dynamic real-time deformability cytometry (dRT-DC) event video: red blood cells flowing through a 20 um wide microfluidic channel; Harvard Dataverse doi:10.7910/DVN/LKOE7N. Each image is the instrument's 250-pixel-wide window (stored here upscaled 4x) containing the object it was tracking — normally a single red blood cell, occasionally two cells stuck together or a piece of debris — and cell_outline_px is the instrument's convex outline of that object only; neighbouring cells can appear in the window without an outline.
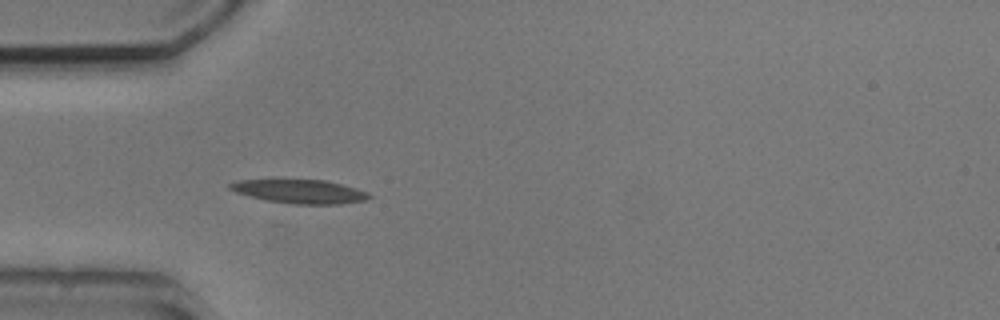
{"species": "common noctule bat (a hibernating species)", "species_latin": "Nyctalus noctula", "temperature_condition": "cold", "stored_images_in_passage": 4, "camera_frame_rate_fps": 3000, "um_per_image_px": 0.085, "animal": {"sex": "male", "body_mass_g": 20.5, "forearm_length_mm": 52.5}, "frame": {"image": 1, "passage_image": 4, "time_ms": 4.0, "image_size_px": [1000, 320], "cell_outline_px": [[372, 196], [364, 200], [340, 204], [292, 204], [264, 200], [236, 192], [228, 188], [228, 184], [240, 180], [324, 180], [356, 188], [368, 192]], "centroid_in_image_um": [25.48, 16.28], "position_along_channel_um": 59.5, "area_um2": 19.07}}